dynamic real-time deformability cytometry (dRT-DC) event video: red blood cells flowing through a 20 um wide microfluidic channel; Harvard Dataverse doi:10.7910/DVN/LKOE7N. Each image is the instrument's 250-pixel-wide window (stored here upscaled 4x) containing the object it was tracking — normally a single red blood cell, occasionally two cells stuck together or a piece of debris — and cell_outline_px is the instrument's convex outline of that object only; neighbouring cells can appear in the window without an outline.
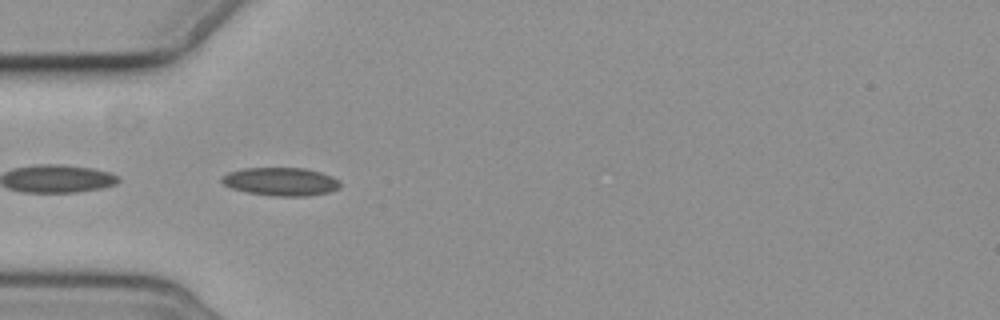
{"species": "common noctule bat (a hibernating species)", "species_latin": "Nyctalus noctula", "temperature_condition": "cold", "stored_images_in_passage": 7, "camera_frame_rate_fps": 3000, "um_per_image_px": 0.085, "animal": {"sex": "female", "body_mass_g": 19.3, "forearm_length_mm": 54.1}, "frame": {"image": 1, "passage_image": 5, "time_ms": 4.667, "image_size_px": [1000, 320], "cell_outline_px": [[340, 184], [336, 188], [328, 192], [308, 196], [272, 196], [248, 192], [232, 188], [224, 184], [220, 180], [220, 176], [228, 172], [244, 168], [304, 168], [320, 172], [332, 176], [340, 180]], "centroid_in_image_um": [23.84, 15.43], "position_along_channel_um": 61.2, "area_um2": 19.42}}
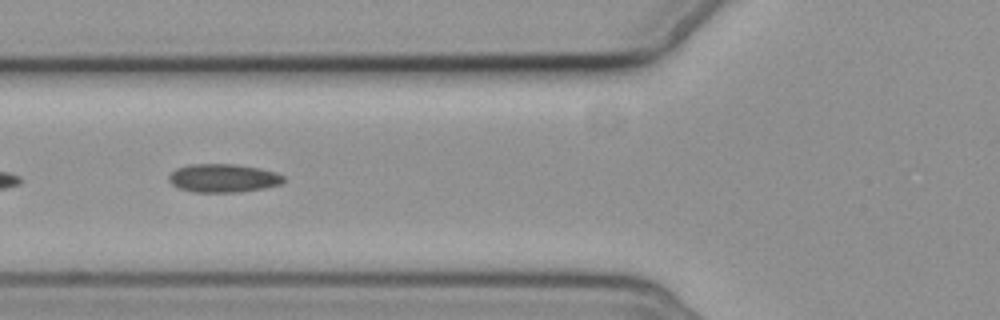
{"frame": {"image": 2, "passage_image": 6, "time_ms": 6.0, "image_size_px": [1000, 320], "cell_outline_px": [[284, 180], [280, 184], [264, 188], [236, 192], [196, 192], [180, 188], [172, 184], [168, 180], [168, 176], [176, 168], [188, 164], [236, 164], [260, 168], [276, 172], [284, 176]], "centroid_in_image_um": [18.97, 15.13], "position_along_channel_um": 106.8, "area_um2": 18.96}}
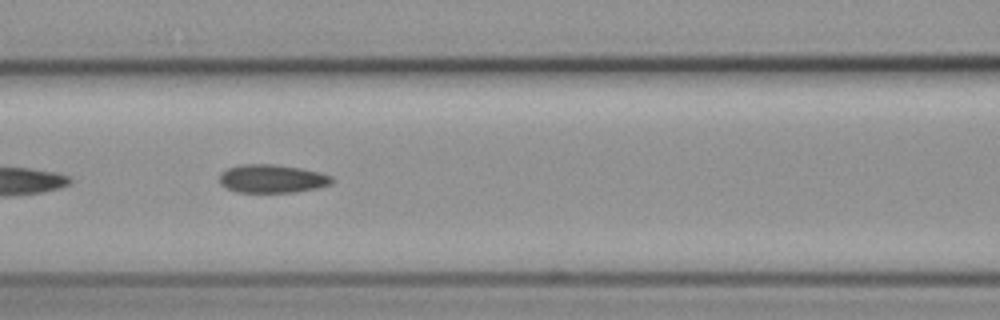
{"frame": {"image": 3, "passage_image": 7, "time_ms": 7.0, "image_size_px": [1000, 320], "cell_outline_px": [[336, 180], [332, 184], [316, 188], [296, 192], [236, 192], [224, 188], [220, 184], [220, 172], [228, 168], [240, 164], [276, 164], [300, 168], [320, 172], [332, 176]], "centroid_in_image_um": [23.13, 15.19], "position_along_channel_um": 143.5, "area_um2": 18.84}}